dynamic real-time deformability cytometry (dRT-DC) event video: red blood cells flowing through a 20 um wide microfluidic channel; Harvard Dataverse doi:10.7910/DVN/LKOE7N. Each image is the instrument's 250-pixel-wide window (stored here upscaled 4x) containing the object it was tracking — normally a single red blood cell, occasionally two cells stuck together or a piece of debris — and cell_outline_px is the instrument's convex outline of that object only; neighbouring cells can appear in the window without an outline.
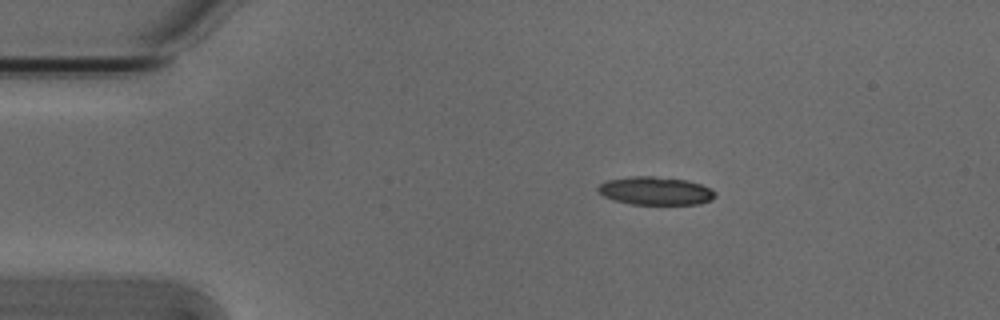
{"species": "Egyptian fruit bat (a non-hibernating species)", "species_latin": "Rousettus aegyptiacus", "temperature_condition": "cold", "stored_images_in_passage": 2, "camera_frame_rate_fps": 3000, "um_per_image_px": 0.085, "animal": {"sex": "male"}, "frame": {"image": 1, "passage_image": 1, "time_ms": 0.0, "image_size_px": [1000, 320], "cell_outline_px": [[716, 196], [712, 200], [700, 204], [632, 204], [612, 200], [604, 196], [596, 188], [600, 184], [608, 180], [632, 176], [652, 176], [688, 180], [712, 188], [716, 192]], "centroid_in_image_um": [55.75, 16.22], "position_along_channel_um": 29.2, "area_um2": 19.31}}